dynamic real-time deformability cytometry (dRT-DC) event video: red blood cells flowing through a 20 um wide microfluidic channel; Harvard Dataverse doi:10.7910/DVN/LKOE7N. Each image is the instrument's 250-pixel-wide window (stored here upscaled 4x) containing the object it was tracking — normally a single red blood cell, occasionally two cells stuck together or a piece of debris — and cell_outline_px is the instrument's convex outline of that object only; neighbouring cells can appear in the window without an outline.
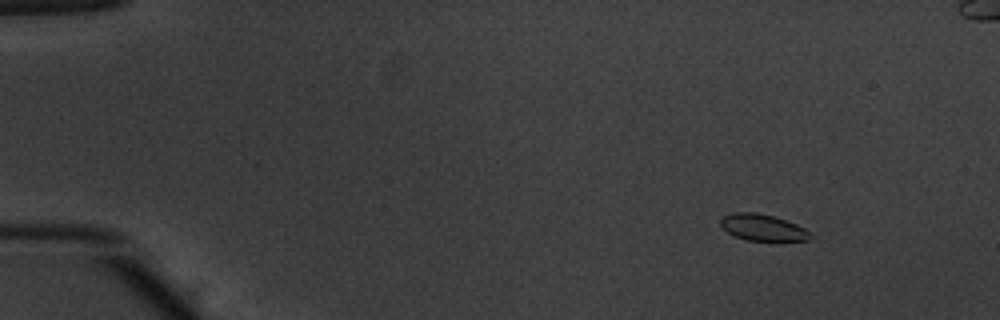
{"species": "common noctule bat (a hibernating species)", "species_latin": "Nyctalus noctula", "temperature_condition": "warm", "stored_images_in_passage": 52, "segment_of_instrument_passage": [1, 2], "camera_frame_rate_fps": 3000, "um_per_image_px": 0.085, "animal": {"sex": "male", "body_mass_g": 20.1, "forearm_length_mm": 53.5}, "frame": {"image": 1, "passage_image": 4, "time_ms": 1.0, "image_size_px": [1000, 320], "cell_outline_px": [[812, 236], [808, 240], [748, 240], [736, 236], [728, 232], [720, 224], [720, 220], [724, 216], [732, 212], [756, 212], [772, 216], [796, 224], [804, 228]], "centroid_in_image_um": [64.8, 19.32], "position_along_channel_um": 20.2, "area_um2": 13.47}}
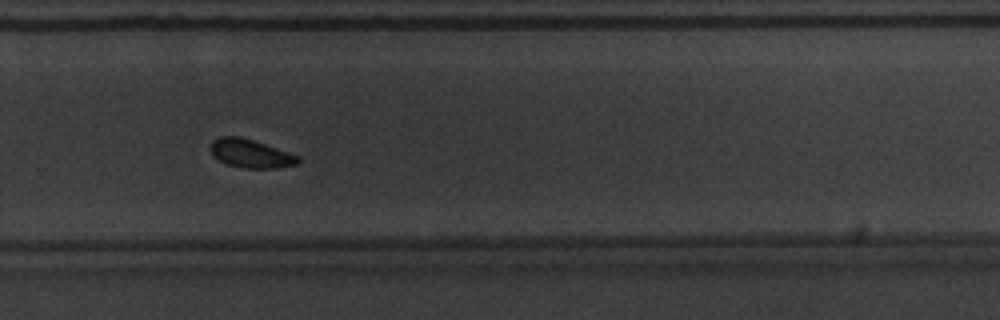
{"frame": {"image": 2, "passage_image": 35, "time_ms": 11.333, "image_size_px": [1000, 320], "cell_outline_px": [[300, 160], [296, 164], [276, 168], [244, 168], [224, 164], [212, 156], [208, 148], [212, 140], [220, 136], [240, 136], [300, 156]], "centroid_in_image_um": [21.23, 13.05], "position_along_channel_um": 308.6, "area_um2": 14.68}}
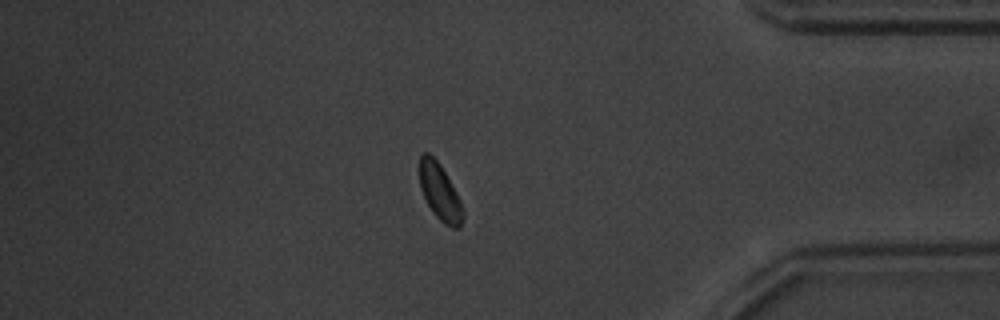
{"frame": {"image": 3, "passage_image": 44, "time_ms": 14.333, "image_size_px": [1000, 320], "cell_outline_px": [[464, 216], [460, 228], [452, 228], [444, 224], [436, 216], [428, 204], [420, 188], [420, 156], [424, 152], [428, 152], [440, 164], [456, 192], [460, 200], [464, 212]], "centroid_in_image_um": [37.4, 16.35], "position_along_channel_um": 397.8, "area_um2": 14.1}}